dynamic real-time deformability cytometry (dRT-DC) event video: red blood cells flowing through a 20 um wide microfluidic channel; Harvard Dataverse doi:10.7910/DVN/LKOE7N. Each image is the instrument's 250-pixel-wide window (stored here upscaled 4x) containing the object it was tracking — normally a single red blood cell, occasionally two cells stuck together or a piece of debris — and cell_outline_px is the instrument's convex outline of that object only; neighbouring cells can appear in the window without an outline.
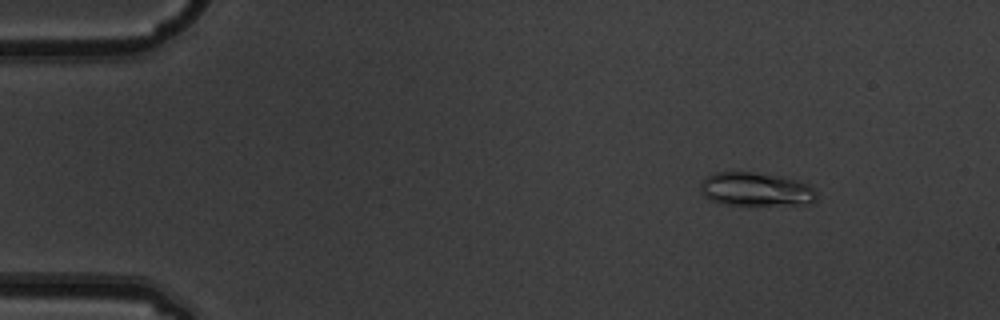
{"species": "common noctule bat (a hibernating species)", "species_latin": "Nyctalus noctula", "temperature_condition": "warm", "stored_images_in_passage": 7, "camera_frame_rate_fps": 3000, "um_per_image_px": 0.085, "animal": {"sex": "male", "body_mass_g": 19.5, "forearm_length_mm": 54.6}, "frame": {"image": 1, "passage_image": 2, "time_ms": 0.333, "image_size_px": [1000, 320], "cell_outline_px": [[816, 200], [808, 204], [728, 204], [712, 200], [704, 196], [700, 188], [700, 184], [708, 176], [716, 172], [752, 172], [780, 176], [796, 180], [808, 184], [816, 192]], "centroid_in_image_um": [64.26, 16.08], "position_along_channel_um": 20.7, "area_um2": 22.31}}
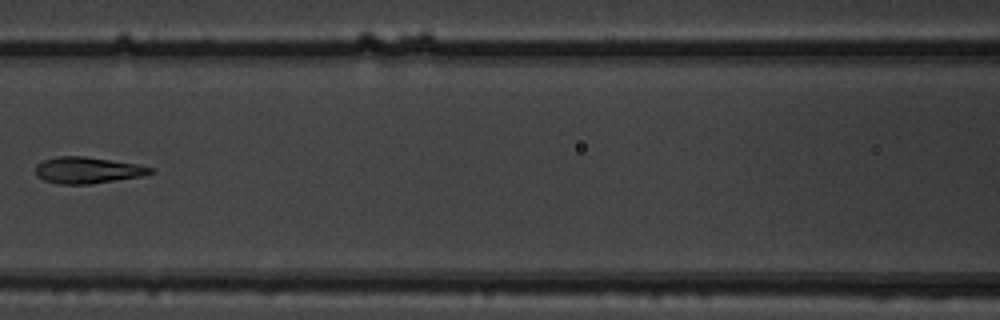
{"frame": {"image": 2, "passage_image": 7, "time_ms": 2.0, "image_size_px": [1000, 320], "cell_outline_px": [[156, 172], [140, 176], [88, 184], [56, 184], [44, 180], [36, 176], [36, 164], [44, 160], [56, 156], [84, 156], [136, 164], [152, 168]], "centroid_in_image_um": [7.39, 14.46], "position_along_channel_um": 159.2, "area_um2": 17.51}}